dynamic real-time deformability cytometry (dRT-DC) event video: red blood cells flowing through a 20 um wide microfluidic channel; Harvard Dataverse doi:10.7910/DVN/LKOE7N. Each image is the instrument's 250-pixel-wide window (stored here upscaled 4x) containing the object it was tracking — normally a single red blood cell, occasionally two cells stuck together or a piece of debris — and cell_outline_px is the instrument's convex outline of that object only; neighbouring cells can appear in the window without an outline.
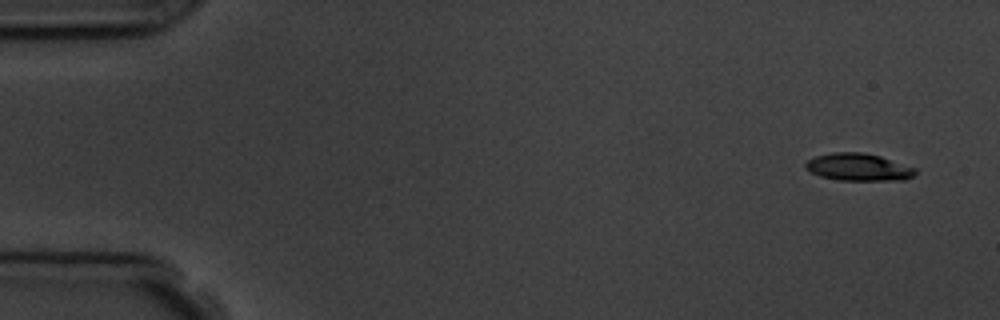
{"species": "common noctule bat (a hibernating species)", "species_latin": "Nyctalus noctula", "temperature_condition": "room temperature", "stored_images_in_passage": 5, "camera_frame_rate_fps": 3000, "um_per_image_px": 0.085, "animal": {"sex": "male", "body_mass_g": 19.5, "forearm_length_mm": 54.6}, "frame": {"image": 1, "passage_image": 1, "time_ms": 0.0, "image_size_px": [1000, 320], "cell_outline_px": [[916, 172], [912, 176], [904, 180], [840, 180], [820, 176], [804, 168], [804, 164], [808, 160], [816, 156], [832, 152], [864, 152], [880, 156], [916, 168]], "centroid_in_image_um": [72.95, 14.2], "position_along_channel_um": 12.0, "area_um2": 17.46}}
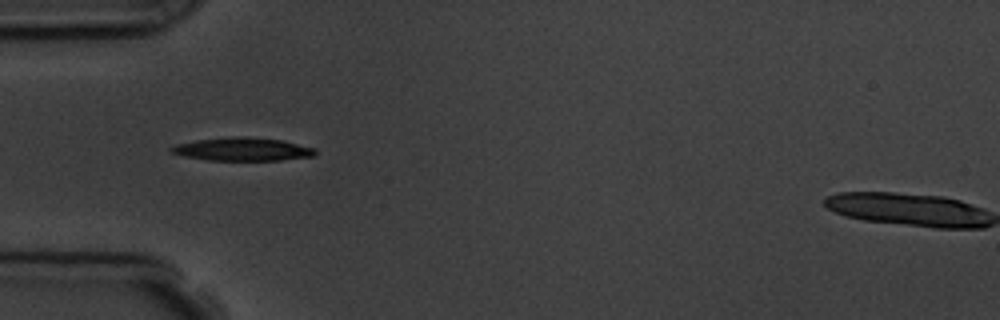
{"frame": {"image": 2, "passage_image": 5, "time_ms": 4.667, "image_size_px": [1000, 320], "cell_outline_px": [[316, 152], [312, 156], [280, 160], [208, 160], [184, 156], [172, 152], [168, 148], [176, 144], [196, 140], [228, 136], [244, 136], [284, 140], [316, 148]], "centroid_in_image_um": [20.61, 12.67], "position_along_channel_um": 64.4, "area_um2": 19.54}}